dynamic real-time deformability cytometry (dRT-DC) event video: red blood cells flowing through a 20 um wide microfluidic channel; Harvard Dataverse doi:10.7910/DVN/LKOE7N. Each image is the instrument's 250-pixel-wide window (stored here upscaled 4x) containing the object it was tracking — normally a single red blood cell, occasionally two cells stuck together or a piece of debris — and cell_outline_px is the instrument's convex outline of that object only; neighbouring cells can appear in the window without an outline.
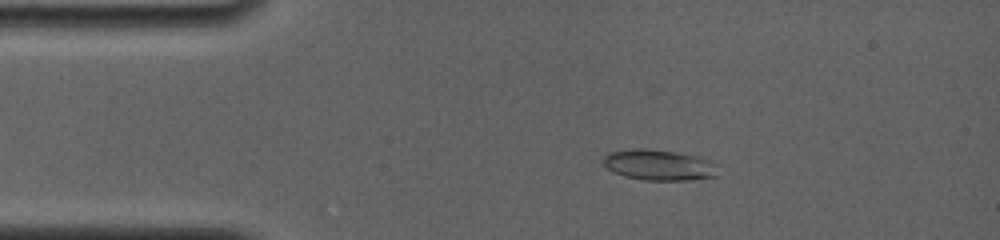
{"species": "common noctule bat (a hibernating species)", "species_latin": "Nyctalus noctula", "temperature_condition": "room temperature", "stored_images_in_passage": 26, "camera_frame_rate_fps": 4000, "um_per_image_px": 0.085, "animal": {"sex": "female", "body_mass_g": 19.0, "forearm_length_mm": 56.7}, "frame": {"image": 1, "passage_image": 12, "time_ms": 2.75, "image_size_px": [1000, 240], "cell_outline_px": [[720, 176], [688, 180], [644, 180], [624, 176], [612, 172], [600, 160], [608, 152], [632, 148], [644, 148], [676, 152], [700, 156], [712, 160], [720, 164]], "centroid_in_image_um": [56.09, 14.02], "position_along_channel_um": 28.9, "area_um2": 21.27}}
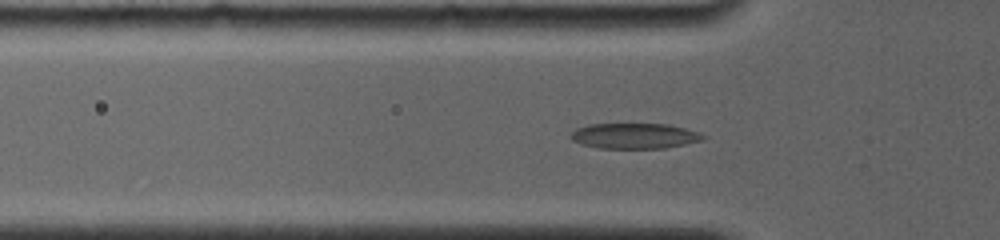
{"frame": {"image": 2, "passage_image": 22, "time_ms": 5.0, "image_size_px": [1000, 240], "cell_outline_px": [[704, 140], [664, 148], [600, 148], [580, 144], [572, 140], [568, 136], [576, 128], [588, 124], [668, 124], [700, 132], [704, 136]], "centroid_in_image_um": [53.9, 11.55], "position_along_channel_um": 71.9, "area_um2": 19.65}}